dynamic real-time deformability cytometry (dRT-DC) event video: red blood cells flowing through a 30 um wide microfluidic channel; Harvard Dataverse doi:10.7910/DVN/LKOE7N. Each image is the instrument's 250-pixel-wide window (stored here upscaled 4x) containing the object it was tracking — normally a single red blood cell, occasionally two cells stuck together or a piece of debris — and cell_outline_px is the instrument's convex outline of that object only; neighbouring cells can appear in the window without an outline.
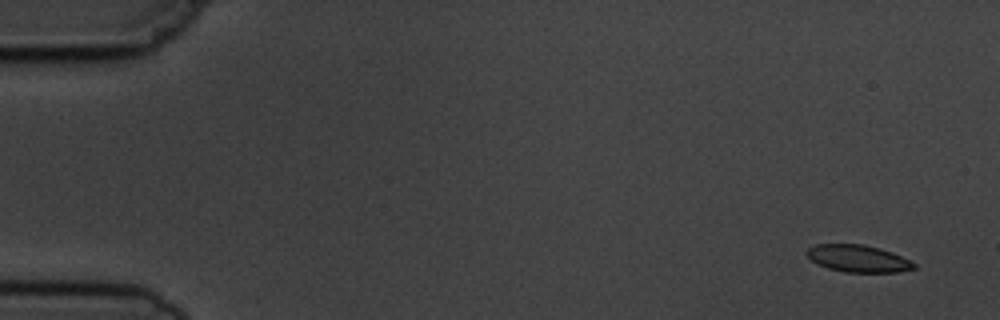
{"species": "common noctule bat (a hibernating species)", "species_latin": "Nyctalus noctula", "temperature_condition": "cold", "stored_images_in_passage": 6, "camera_frame_rate_fps": 3000, "um_per_image_px": 0.085, "animal": {"sex": "male", "body_mass_g": 19.5, "forearm_length_mm": 54.6}, "frame": {"image": 1, "passage_image": 1, "time_ms": 0.0, "image_size_px": [1000, 320], "cell_outline_px": [[916, 268], [896, 272], [844, 272], [828, 268], [812, 260], [804, 252], [808, 248], [816, 244], [864, 244], [880, 248], [892, 252], [916, 264]], "centroid_in_image_um": [72.93, 21.97], "position_along_channel_um": 12.1, "area_um2": 16.82}}
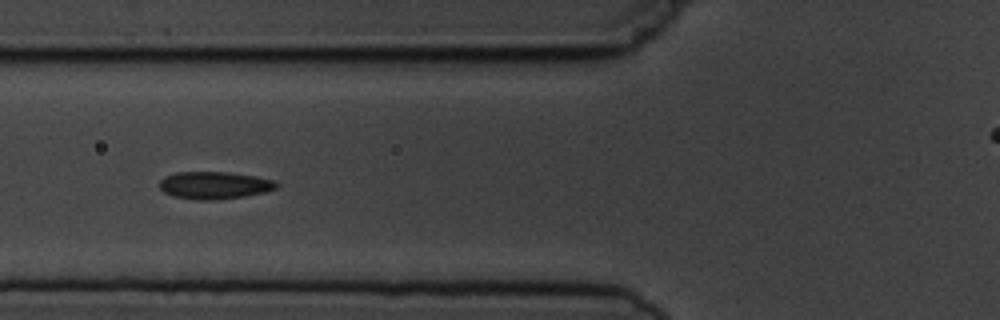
{"frame": {"image": 2, "passage_image": 6, "time_ms": 6.0, "image_size_px": [1000, 320], "cell_outline_px": [[280, 184], [276, 188], [264, 192], [244, 196], [216, 200], [196, 200], [172, 196], [164, 192], [160, 188], [160, 180], [164, 176], [176, 172], [228, 172], [256, 176], [276, 180]], "centroid_in_image_um": [18.23, 15.74], "position_along_channel_um": 107.6, "area_um2": 18.84}}